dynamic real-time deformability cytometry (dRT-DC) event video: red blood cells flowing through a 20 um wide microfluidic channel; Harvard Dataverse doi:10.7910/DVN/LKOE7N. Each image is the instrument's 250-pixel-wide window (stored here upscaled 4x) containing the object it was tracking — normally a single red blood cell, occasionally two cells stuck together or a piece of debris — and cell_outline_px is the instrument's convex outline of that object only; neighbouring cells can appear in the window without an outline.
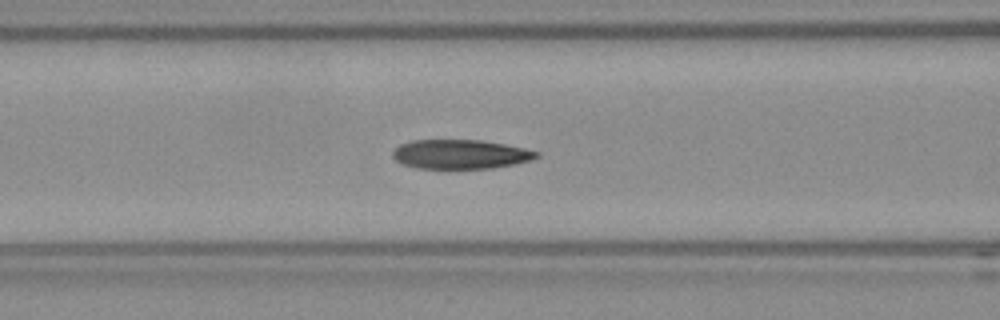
{"species": "Egyptian fruit bat (a non-hibernating species)", "species_latin": "Rousettus aegyptiacus", "temperature_condition": "room temperature", "stored_images_in_passage": 45, "camera_frame_rate_fps": 3000, "um_per_image_px": 0.085, "frame": {"image": 1, "passage_image": 20, "time_ms": 6.333, "image_size_px": [1000, 320], "cell_outline_px": [[540, 156], [532, 160], [492, 168], [416, 168], [404, 164], [396, 160], [392, 156], [392, 152], [400, 144], [412, 140], [480, 140], [504, 144], [524, 148], [540, 152]], "centroid_in_image_um": [39.14, 13.1], "position_along_channel_um": 127.5, "area_um2": 24.39}, "authors_computed_cell_mechanics": {"area_um2": 25.143, "velocity_mm_per_s": 3.8127, "shape_relaxation_time_tau1_ms": 5.6419, "shape_relaxation_time_tau2_ms": 3.2493, "deformation_change_tau1": 0.1599, "deformation_change_tau2": 0.0918}}